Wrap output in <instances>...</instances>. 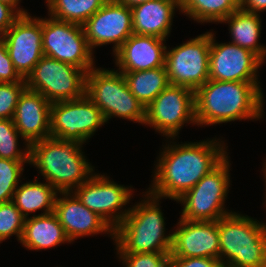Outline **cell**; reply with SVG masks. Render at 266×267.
<instances>
[{
  "mask_svg": "<svg viewBox=\"0 0 266 267\" xmlns=\"http://www.w3.org/2000/svg\"><path fill=\"white\" fill-rule=\"evenodd\" d=\"M240 9V0H181V13L198 23H220Z\"/></svg>",
  "mask_w": 266,
  "mask_h": 267,
  "instance_id": "26",
  "label": "cell"
},
{
  "mask_svg": "<svg viewBox=\"0 0 266 267\" xmlns=\"http://www.w3.org/2000/svg\"><path fill=\"white\" fill-rule=\"evenodd\" d=\"M21 15L11 6L0 1V37Z\"/></svg>",
  "mask_w": 266,
  "mask_h": 267,
  "instance_id": "35",
  "label": "cell"
},
{
  "mask_svg": "<svg viewBox=\"0 0 266 267\" xmlns=\"http://www.w3.org/2000/svg\"><path fill=\"white\" fill-rule=\"evenodd\" d=\"M0 39L5 43L15 69L26 79L44 56L42 18L21 15Z\"/></svg>",
  "mask_w": 266,
  "mask_h": 267,
  "instance_id": "14",
  "label": "cell"
},
{
  "mask_svg": "<svg viewBox=\"0 0 266 267\" xmlns=\"http://www.w3.org/2000/svg\"><path fill=\"white\" fill-rule=\"evenodd\" d=\"M211 32H205L172 49H166L169 83L196 91L209 80Z\"/></svg>",
  "mask_w": 266,
  "mask_h": 267,
  "instance_id": "11",
  "label": "cell"
},
{
  "mask_svg": "<svg viewBox=\"0 0 266 267\" xmlns=\"http://www.w3.org/2000/svg\"><path fill=\"white\" fill-rule=\"evenodd\" d=\"M133 96L146 108L170 83L165 66L121 72Z\"/></svg>",
  "mask_w": 266,
  "mask_h": 267,
  "instance_id": "25",
  "label": "cell"
},
{
  "mask_svg": "<svg viewBox=\"0 0 266 267\" xmlns=\"http://www.w3.org/2000/svg\"><path fill=\"white\" fill-rule=\"evenodd\" d=\"M106 123L101 110L85 94L51 103L50 137L85 144Z\"/></svg>",
  "mask_w": 266,
  "mask_h": 267,
  "instance_id": "9",
  "label": "cell"
},
{
  "mask_svg": "<svg viewBox=\"0 0 266 267\" xmlns=\"http://www.w3.org/2000/svg\"><path fill=\"white\" fill-rule=\"evenodd\" d=\"M220 23L229 24L231 43L252 51L265 63L266 46L261 45L258 41L262 30L260 14L248 13L239 9Z\"/></svg>",
  "mask_w": 266,
  "mask_h": 267,
  "instance_id": "23",
  "label": "cell"
},
{
  "mask_svg": "<svg viewBox=\"0 0 266 267\" xmlns=\"http://www.w3.org/2000/svg\"><path fill=\"white\" fill-rule=\"evenodd\" d=\"M228 155L176 202L183 205L180 218L188 221H216L232 213L224 203L230 187ZM228 210V211H227Z\"/></svg>",
  "mask_w": 266,
  "mask_h": 267,
  "instance_id": "7",
  "label": "cell"
},
{
  "mask_svg": "<svg viewBox=\"0 0 266 267\" xmlns=\"http://www.w3.org/2000/svg\"><path fill=\"white\" fill-rule=\"evenodd\" d=\"M26 163L0 158V203L12 201Z\"/></svg>",
  "mask_w": 266,
  "mask_h": 267,
  "instance_id": "29",
  "label": "cell"
},
{
  "mask_svg": "<svg viewBox=\"0 0 266 267\" xmlns=\"http://www.w3.org/2000/svg\"><path fill=\"white\" fill-rule=\"evenodd\" d=\"M43 54L88 72L95 65L82 25L42 18Z\"/></svg>",
  "mask_w": 266,
  "mask_h": 267,
  "instance_id": "10",
  "label": "cell"
},
{
  "mask_svg": "<svg viewBox=\"0 0 266 267\" xmlns=\"http://www.w3.org/2000/svg\"><path fill=\"white\" fill-rule=\"evenodd\" d=\"M2 3H5L9 6H11L12 8H14L20 15H26L29 14L27 12V10L20 8L18 6H20V2L21 0H0ZM20 1V2H19Z\"/></svg>",
  "mask_w": 266,
  "mask_h": 267,
  "instance_id": "37",
  "label": "cell"
},
{
  "mask_svg": "<svg viewBox=\"0 0 266 267\" xmlns=\"http://www.w3.org/2000/svg\"><path fill=\"white\" fill-rule=\"evenodd\" d=\"M259 84V81L207 80L195 91L197 126L260 120L264 113V93Z\"/></svg>",
  "mask_w": 266,
  "mask_h": 267,
  "instance_id": "2",
  "label": "cell"
},
{
  "mask_svg": "<svg viewBox=\"0 0 266 267\" xmlns=\"http://www.w3.org/2000/svg\"><path fill=\"white\" fill-rule=\"evenodd\" d=\"M109 179L108 176L94 173L72 193L114 230L128 214L129 208H122L128 205L134 191L131 189L132 186L125 187Z\"/></svg>",
  "mask_w": 266,
  "mask_h": 267,
  "instance_id": "13",
  "label": "cell"
},
{
  "mask_svg": "<svg viewBox=\"0 0 266 267\" xmlns=\"http://www.w3.org/2000/svg\"><path fill=\"white\" fill-rule=\"evenodd\" d=\"M81 143L46 138L30 145L29 165L37 167L59 193L72 192L87 181L94 166L85 158Z\"/></svg>",
  "mask_w": 266,
  "mask_h": 267,
  "instance_id": "3",
  "label": "cell"
},
{
  "mask_svg": "<svg viewBox=\"0 0 266 267\" xmlns=\"http://www.w3.org/2000/svg\"><path fill=\"white\" fill-rule=\"evenodd\" d=\"M169 141L168 140H171ZM176 138L167 140L163 151L157 157L153 183L148 192L160 199L176 201L194 187L207 173L214 169L227 155L223 141L214 138L209 141L178 144ZM172 143V144H171Z\"/></svg>",
  "mask_w": 266,
  "mask_h": 267,
  "instance_id": "1",
  "label": "cell"
},
{
  "mask_svg": "<svg viewBox=\"0 0 266 267\" xmlns=\"http://www.w3.org/2000/svg\"><path fill=\"white\" fill-rule=\"evenodd\" d=\"M218 231L224 267H266V223L232 212L218 220Z\"/></svg>",
  "mask_w": 266,
  "mask_h": 267,
  "instance_id": "5",
  "label": "cell"
},
{
  "mask_svg": "<svg viewBox=\"0 0 266 267\" xmlns=\"http://www.w3.org/2000/svg\"><path fill=\"white\" fill-rule=\"evenodd\" d=\"M240 9L248 13L260 14L266 10V0H240Z\"/></svg>",
  "mask_w": 266,
  "mask_h": 267,
  "instance_id": "36",
  "label": "cell"
},
{
  "mask_svg": "<svg viewBox=\"0 0 266 267\" xmlns=\"http://www.w3.org/2000/svg\"><path fill=\"white\" fill-rule=\"evenodd\" d=\"M19 134L16 129L13 119H0V158L29 161L30 145H25L21 150L19 146Z\"/></svg>",
  "mask_w": 266,
  "mask_h": 267,
  "instance_id": "28",
  "label": "cell"
},
{
  "mask_svg": "<svg viewBox=\"0 0 266 267\" xmlns=\"http://www.w3.org/2000/svg\"><path fill=\"white\" fill-rule=\"evenodd\" d=\"M86 95L101 110L106 123L119 117L144 125L145 107L133 96L120 71L90 69L86 75Z\"/></svg>",
  "mask_w": 266,
  "mask_h": 267,
  "instance_id": "6",
  "label": "cell"
},
{
  "mask_svg": "<svg viewBox=\"0 0 266 267\" xmlns=\"http://www.w3.org/2000/svg\"><path fill=\"white\" fill-rule=\"evenodd\" d=\"M25 217L12 201L0 203V243L15 235L20 242Z\"/></svg>",
  "mask_w": 266,
  "mask_h": 267,
  "instance_id": "30",
  "label": "cell"
},
{
  "mask_svg": "<svg viewBox=\"0 0 266 267\" xmlns=\"http://www.w3.org/2000/svg\"><path fill=\"white\" fill-rule=\"evenodd\" d=\"M108 0H46L48 15L56 20L83 25Z\"/></svg>",
  "mask_w": 266,
  "mask_h": 267,
  "instance_id": "27",
  "label": "cell"
},
{
  "mask_svg": "<svg viewBox=\"0 0 266 267\" xmlns=\"http://www.w3.org/2000/svg\"><path fill=\"white\" fill-rule=\"evenodd\" d=\"M185 123L197 125L195 91L170 84L146 108L144 124L166 138H175Z\"/></svg>",
  "mask_w": 266,
  "mask_h": 267,
  "instance_id": "12",
  "label": "cell"
},
{
  "mask_svg": "<svg viewBox=\"0 0 266 267\" xmlns=\"http://www.w3.org/2000/svg\"><path fill=\"white\" fill-rule=\"evenodd\" d=\"M266 161V160H265ZM265 165V166H264ZM263 166H264V168H263V172H264V178H265V180H266V162H264V164H263ZM265 183H266V181H265ZM266 185V184H265ZM266 196V195H265ZM266 199V198H265ZM265 204H266V201H265Z\"/></svg>",
  "mask_w": 266,
  "mask_h": 267,
  "instance_id": "39",
  "label": "cell"
},
{
  "mask_svg": "<svg viewBox=\"0 0 266 267\" xmlns=\"http://www.w3.org/2000/svg\"><path fill=\"white\" fill-rule=\"evenodd\" d=\"M145 199L129 208L123 221L114 229L117 253H170L172 232L165 230L160 198L148 191Z\"/></svg>",
  "mask_w": 266,
  "mask_h": 267,
  "instance_id": "4",
  "label": "cell"
},
{
  "mask_svg": "<svg viewBox=\"0 0 266 267\" xmlns=\"http://www.w3.org/2000/svg\"><path fill=\"white\" fill-rule=\"evenodd\" d=\"M181 0H151L131 8L133 33L167 39Z\"/></svg>",
  "mask_w": 266,
  "mask_h": 267,
  "instance_id": "21",
  "label": "cell"
},
{
  "mask_svg": "<svg viewBox=\"0 0 266 267\" xmlns=\"http://www.w3.org/2000/svg\"><path fill=\"white\" fill-rule=\"evenodd\" d=\"M119 3H122L126 6H128L129 8H132L138 4H142V3H145L147 1H151V0H115Z\"/></svg>",
  "mask_w": 266,
  "mask_h": 267,
  "instance_id": "38",
  "label": "cell"
},
{
  "mask_svg": "<svg viewBox=\"0 0 266 267\" xmlns=\"http://www.w3.org/2000/svg\"><path fill=\"white\" fill-rule=\"evenodd\" d=\"M13 122L24 145L49 138L51 103L37 91L26 87L18 99Z\"/></svg>",
  "mask_w": 266,
  "mask_h": 267,
  "instance_id": "19",
  "label": "cell"
},
{
  "mask_svg": "<svg viewBox=\"0 0 266 267\" xmlns=\"http://www.w3.org/2000/svg\"><path fill=\"white\" fill-rule=\"evenodd\" d=\"M124 267H169L170 253H118Z\"/></svg>",
  "mask_w": 266,
  "mask_h": 267,
  "instance_id": "32",
  "label": "cell"
},
{
  "mask_svg": "<svg viewBox=\"0 0 266 267\" xmlns=\"http://www.w3.org/2000/svg\"><path fill=\"white\" fill-rule=\"evenodd\" d=\"M53 213L71 242L100 233L110 234L114 239V230L108 223L83 205L72 192H60V196L57 195Z\"/></svg>",
  "mask_w": 266,
  "mask_h": 267,
  "instance_id": "18",
  "label": "cell"
},
{
  "mask_svg": "<svg viewBox=\"0 0 266 267\" xmlns=\"http://www.w3.org/2000/svg\"><path fill=\"white\" fill-rule=\"evenodd\" d=\"M20 243L28 250H45L71 243L54 213L25 218Z\"/></svg>",
  "mask_w": 266,
  "mask_h": 267,
  "instance_id": "22",
  "label": "cell"
},
{
  "mask_svg": "<svg viewBox=\"0 0 266 267\" xmlns=\"http://www.w3.org/2000/svg\"><path fill=\"white\" fill-rule=\"evenodd\" d=\"M26 82H0V119H13L18 99Z\"/></svg>",
  "mask_w": 266,
  "mask_h": 267,
  "instance_id": "31",
  "label": "cell"
},
{
  "mask_svg": "<svg viewBox=\"0 0 266 267\" xmlns=\"http://www.w3.org/2000/svg\"><path fill=\"white\" fill-rule=\"evenodd\" d=\"M82 26L92 51L112 43L114 54L133 34L132 10L115 0H108Z\"/></svg>",
  "mask_w": 266,
  "mask_h": 267,
  "instance_id": "15",
  "label": "cell"
},
{
  "mask_svg": "<svg viewBox=\"0 0 266 267\" xmlns=\"http://www.w3.org/2000/svg\"><path fill=\"white\" fill-rule=\"evenodd\" d=\"M211 32L209 79L218 81H258L264 63L255 53L234 43H216Z\"/></svg>",
  "mask_w": 266,
  "mask_h": 267,
  "instance_id": "16",
  "label": "cell"
},
{
  "mask_svg": "<svg viewBox=\"0 0 266 267\" xmlns=\"http://www.w3.org/2000/svg\"><path fill=\"white\" fill-rule=\"evenodd\" d=\"M166 39L132 34L114 53L120 72H134L165 66Z\"/></svg>",
  "mask_w": 266,
  "mask_h": 267,
  "instance_id": "20",
  "label": "cell"
},
{
  "mask_svg": "<svg viewBox=\"0 0 266 267\" xmlns=\"http://www.w3.org/2000/svg\"><path fill=\"white\" fill-rule=\"evenodd\" d=\"M169 267H224L220 260L215 258L191 257L180 258L170 257Z\"/></svg>",
  "mask_w": 266,
  "mask_h": 267,
  "instance_id": "34",
  "label": "cell"
},
{
  "mask_svg": "<svg viewBox=\"0 0 266 267\" xmlns=\"http://www.w3.org/2000/svg\"><path fill=\"white\" fill-rule=\"evenodd\" d=\"M84 69L43 56L25 79L26 87L50 103L81 98L86 94Z\"/></svg>",
  "mask_w": 266,
  "mask_h": 267,
  "instance_id": "8",
  "label": "cell"
},
{
  "mask_svg": "<svg viewBox=\"0 0 266 267\" xmlns=\"http://www.w3.org/2000/svg\"><path fill=\"white\" fill-rule=\"evenodd\" d=\"M172 231L170 257H205L219 260L218 220L188 221L179 218Z\"/></svg>",
  "mask_w": 266,
  "mask_h": 267,
  "instance_id": "17",
  "label": "cell"
},
{
  "mask_svg": "<svg viewBox=\"0 0 266 267\" xmlns=\"http://www.w3.org/2000/svg\"><path fill=\"white\" fill-rule=\"evenodd\" d=\"M0 82H25L15 69L5 43L0 39Z\"/></svg>",
  "mask_w": 266,
  "mask_h": 267,
  "instance_id": "33",
  "label": "cell"
},
{
  "mask_svg": "<svg viewBox=\"0 0 266 267\" xmlns=\"http://www.w3.org/2000/svg\"><path fill=\"white\" fill-rule=\"evenodd\" d=\"M59 192L48 182L29 181L18 186L13 194L12 202L25 218L37 210H44L41 215L53 213Z\"/></svg>",
  "mask_w": 266,
  "mask_h": 267,
  "instance_id": "24",
  "label": "cell"
}]
</instances>
